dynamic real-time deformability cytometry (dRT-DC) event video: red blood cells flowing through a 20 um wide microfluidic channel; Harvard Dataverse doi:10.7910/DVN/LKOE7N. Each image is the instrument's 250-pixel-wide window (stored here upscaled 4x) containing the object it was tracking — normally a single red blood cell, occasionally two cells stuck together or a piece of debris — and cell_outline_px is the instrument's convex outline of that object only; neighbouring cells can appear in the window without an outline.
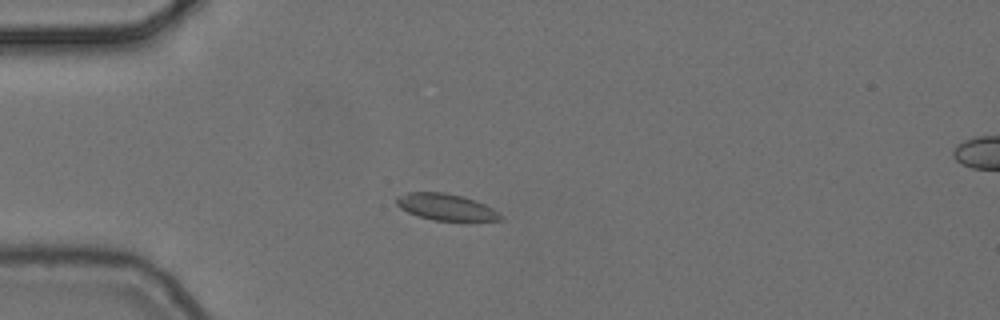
{"species": "common noctule bat (a hibernating species)", "species_latin": "Nyctalus noctula", "temperature_condition": "cold", "stored_images_in_passage": 5, "camera_frame_rate_fps": 3000, "um_per_image_px": 0.085, "animal": {"sex": "female", "body_mass_g": 24.6, "forearm_length_mm": 56.2}, "frame": {"image": 1, "passage_image": 4, "time_ms": 1.0, "image_size_px": [1000, 320], "cell_outline_px": [[504, 216], [500, 220], [432, 220], [408, 212], [400, 208], [396, 204], [396, 196], [408, 192], [444, 192], [476, 200], [500, 212]], "centroid_in_image_um": [37.89, 17.58], "position_along_channel_um": 47.1, "area_um2": 15.95}}